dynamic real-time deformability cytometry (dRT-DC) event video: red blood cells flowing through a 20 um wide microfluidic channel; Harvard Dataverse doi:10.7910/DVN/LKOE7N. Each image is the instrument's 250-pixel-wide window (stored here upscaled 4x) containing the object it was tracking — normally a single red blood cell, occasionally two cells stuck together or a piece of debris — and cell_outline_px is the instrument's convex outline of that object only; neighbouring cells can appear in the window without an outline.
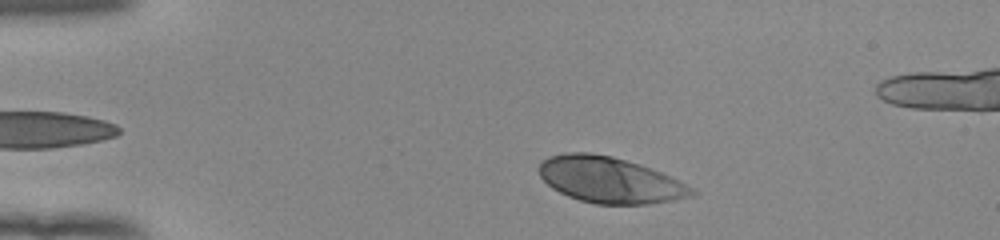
{"species": "human", "species_latin": "Homo sapiens", "temperature_condition": "room temperature", "stored_images_in_passage": 46, "camera_frame_rate_fps": 3000, "um_per_image_px": 0.085, "donor": {"sex": "female"}, "frame": {"image": 1, "passage_image": 4, "time_ms": 1.0, "image_size_px": [1000, 240], "cell_outline_px": [[696, 192], [692, 196], [672, 200], [648, 204], [596, 204], [580, 200], [568, 196], [552, 188], [540, 176], [540, 164], [544, 160], [552, 156], [564, 152], [592, 152], [612, 156], [660, 172], [680, 180], [692, 188]], "centroid_in_image_um": [51.83, 15.3], "position_along_channel_um": 33.2, "area_um2": 40.46}}
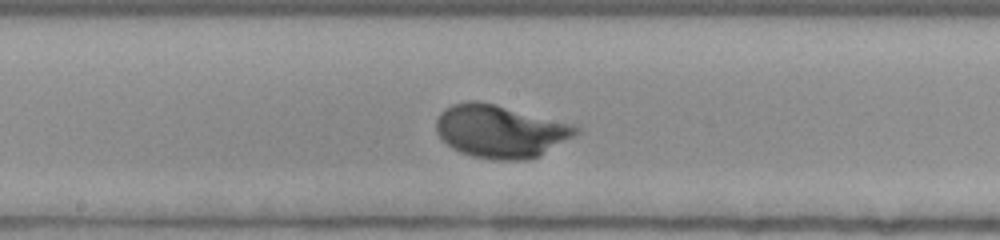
{"frame": {"image": 2, "passage_image": 22, "time_ms": 7.0, "image_size_px": [1000, 240], "cell_outline_px": [[580, 132], [540, 156], [524, 160], [492, 160], [472, 156], [460, 152], [452, 148], [436, 132], [436, 120], [440, 112], [444, 108], [452, 104], [468, 100], [476, 100], [496, 104], [568, 124], [580, 128]], "centroid_in_image_um": [42.47, 11.16], "position_along_channel_um": 205.7, "area_um2": 42.71}}
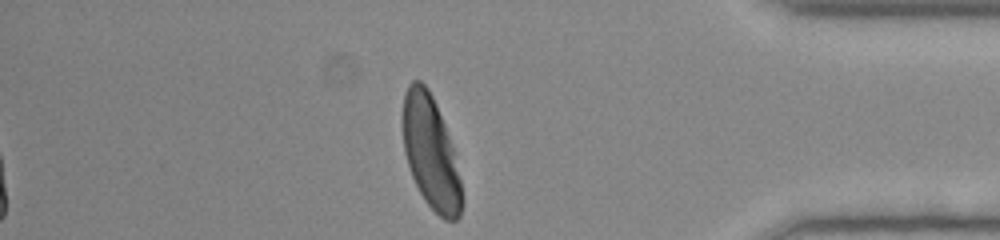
{"frame": {"image": 3, "passage_image": 39, "time_ms": 12.667, "image_size_px": [1000, 240], "cell_outline_px": [[460, 216], [456, 220], [444, 220], [424, 200], [412, 176], [404, 152], [404, 96], [408, 84], [412, 80], [420, 80], [428, 88], [436, 104], [444, 124], [452, 148], [460, 180]], "centroid_in_image_um": [36.59, 12.95], "position_along_channel_um": 398.6, "area_um2": 37.57}}